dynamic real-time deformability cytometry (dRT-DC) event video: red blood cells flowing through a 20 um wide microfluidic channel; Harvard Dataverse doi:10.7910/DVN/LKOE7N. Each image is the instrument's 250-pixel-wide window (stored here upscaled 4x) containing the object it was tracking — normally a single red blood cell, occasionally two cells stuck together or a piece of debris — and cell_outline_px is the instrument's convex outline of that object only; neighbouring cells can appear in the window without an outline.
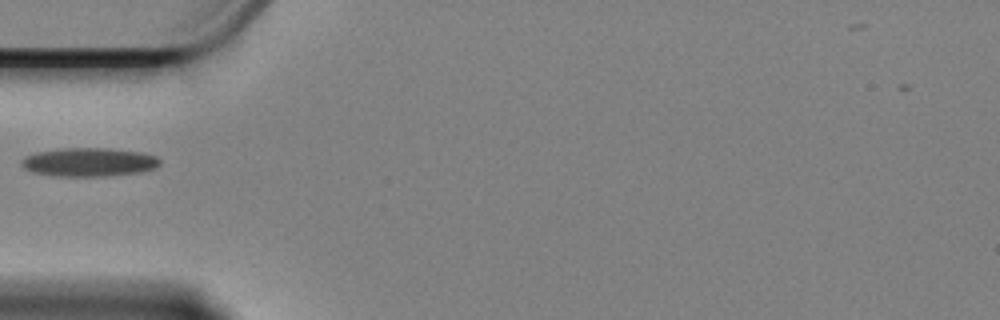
{"species": "Egyptian fruit bat (a non-hibernating species)", "species_latin": "Rousettus aegyptiacus", "temperature_condition": "cold", "stored_images_in_passage": 17, "camera_frame_rate_fps": 3000, "um_per_image_px": 0.085, "animal": {"sex": "female"}, "frame": {"image": 1, "passage_image": 1, "time_ms": 0.0, "image_size_px": [1000, 320], "cell_outline_px": [[160, 164], [156, 168], [140, 172], [104, 176], [60, 176], [36, 172], [24, 168], [20, 164], [20, 160], [24, 156], [36, 152], [64, 148], [108, 148], [140, 152], [156, 156], [160, 160]], "centroid_in_image_um": [7.57, 13.77], "position_along_channel_um": 77.4, "area_um2": 23.0}}
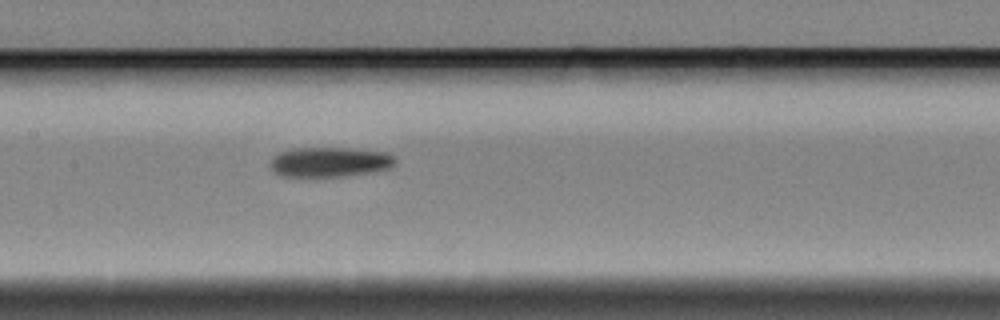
{"frame": {"image": 2, "passage_image": 10, "time_ms": 3.0, "image_size_px": [1000, 320], "cell_outline_px": [[396, 160], [388, 168], [372, 172], [348, 176], [280, 176], [272, 168], [272, 160], [280, 152], [292, 148], [348, 148], [384, 152], [396, 156]], "centroid_in_image_um": [28.06, 13.77], "position_along_channel_um": 179.3, "area_um2": 21.44}}
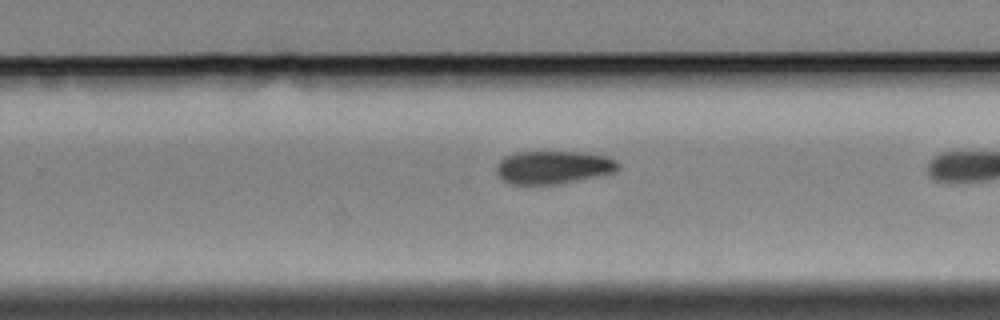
{"frame": {"image": 3, "passage_image": 16, "time_ms": 5.0, "image_size_px": [1000, 320], "cell_outline_px": [[620, 168], [616, 172], [560, 184], [508, 184], [496, 172], [496, 164], [504, 156], [516, 152], [584, 152], [604, 156], [616, 160], [620, 164]], "centroid_in_image_um": [47.03, 14.22], "position_along_channel_um": 282.8, "area_um2": 23.58}}